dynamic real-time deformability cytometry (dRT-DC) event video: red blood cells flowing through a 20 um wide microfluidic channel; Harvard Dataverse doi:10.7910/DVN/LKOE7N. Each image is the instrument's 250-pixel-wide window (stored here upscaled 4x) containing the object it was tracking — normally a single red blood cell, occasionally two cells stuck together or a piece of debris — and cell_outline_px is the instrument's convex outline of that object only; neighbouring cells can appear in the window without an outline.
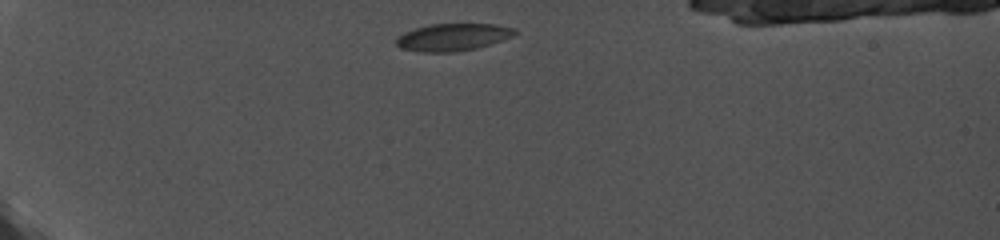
{"species": "common noctule bat (a hibernating species)", "species_latin": "Nyctalus noctula", "temperature_condition": "cold", "stored_images_in_passage": 18, "camera_frame_rate_fps": 5000, "um_per_image_px": 0.085, "animal": {"sex": "female", "body_mass_g": 19.0, "forearm_length_mm": 56.7}, "frame": {"image": 1, "passage_image": 1, "time_ms": 0.0, "image_size_px": [1000, 240], "cell_outline_px": [[520, 32], [512, 36], [476, 48], [456, 52], [420, 52], [400, 48], [396, 44], [396, 36], [404, 32], [428, 24], [496, 24], [516, 28]], "centroid_in_image_um": [38.48, 3.15], "position_along_channel_um": 46.5, "area_um2": 18.96}}
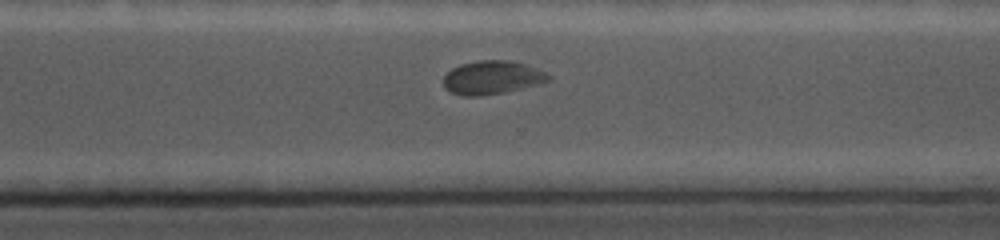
{"frame": {"image": 2, "passage_image": 16, "time_ms": 3.0, "image_size_px": [1000, 240], "cell_outline_px": [[552, 80], [504, 92], [480, 96], [468, 96], [452, 92], [444, 84], [444, 76], [452, 68], [460, 64], [480, 60], [508, 60], [524, 64], [536, 68], [552, 76]], "centroid_in_image_um": [41.84, 6.58], "position_along_channel_um": 328.8, "area_um2": 20.11}}
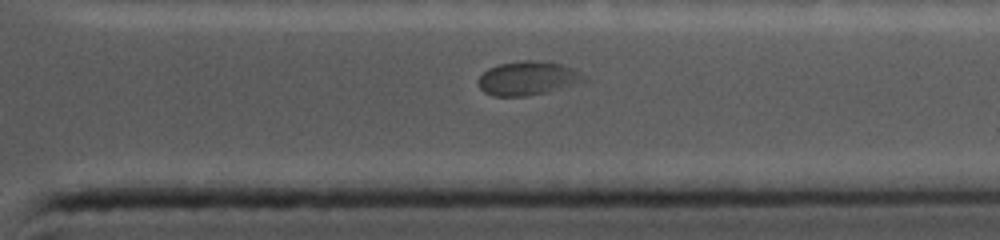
{"frame": {"image": 3, "passage_image": 18, "time_ms": 3.4, "image_size_px": [1000, 240], "cell_outline_px": [[588, 80], [576, 84], [528, 96], [492, 96], [484, 92], [480, 88], [480, 76], [488, 68], [500, 64], [520, 60], [532, 60], [564, 64], [580, 72]], "centroid_in_image_um": [44.87, 6.64], "position_along_channel_um": 366.5, "area_um2": 20.69}}